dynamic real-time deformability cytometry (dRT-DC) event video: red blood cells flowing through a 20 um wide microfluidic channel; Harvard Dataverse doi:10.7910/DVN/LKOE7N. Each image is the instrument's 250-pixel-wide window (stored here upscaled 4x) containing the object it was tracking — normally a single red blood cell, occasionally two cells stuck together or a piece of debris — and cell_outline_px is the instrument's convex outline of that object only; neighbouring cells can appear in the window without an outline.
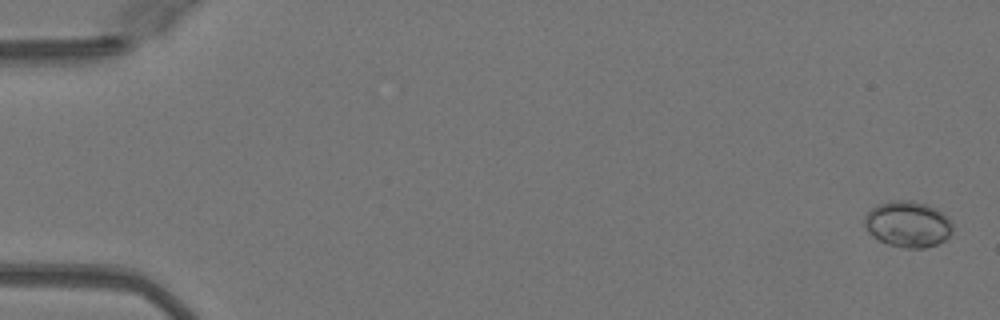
{"species": "Egyptian fruit bat (a non-hibernating species)", "species_latin": "Rousettus aegyptiacus", "temperature_condition": "warm", "stored_images_in_passage": 10, "camera_frame_rate_fps": 3000, "um_per_image_px": 0.085, "animal": {"sex": "female"}, "frame": {"image": 1, "passage_image": 2, "time_ms": 0.333, "image_size_px": [1000, 320], "cell_outline_px": [[952, 232], [944, 240], [936, 244], [924, 248], [908, 248], [888, 244], [872, 236], [868, 232], [864, 224], [864, 216], [876, 204], [888, 200], [912, 200], [936, 208], [948, 216], [952, 220]], "centroid_in_image_um": [77.16, 19.03], "position_along_channel_um": 7.8, "area_um2": 23.81}}